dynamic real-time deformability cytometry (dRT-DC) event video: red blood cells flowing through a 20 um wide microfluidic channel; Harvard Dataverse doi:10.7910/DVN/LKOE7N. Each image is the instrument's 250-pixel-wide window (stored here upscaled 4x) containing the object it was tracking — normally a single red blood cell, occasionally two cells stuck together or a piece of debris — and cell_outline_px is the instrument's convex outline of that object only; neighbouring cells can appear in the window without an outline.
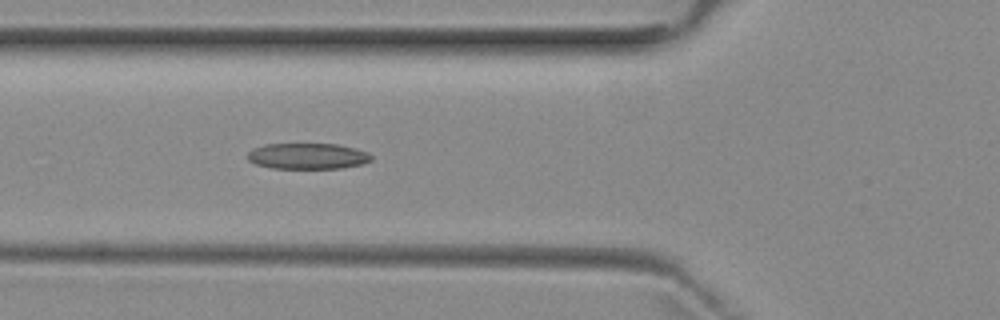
{"species": "common noctule bat (a hibernating species)", "species_latin": "Nyctalus noctula", "temperature_condition": "room temperature", "stored_images_in_passage": 4, "camera_frame_rate_fps": 3000, "um_per_image_px": 0.085, "animal": {"sex": "female", "body_mass_g": 29.2, "forearm_length_mm": 56.3}, "frame": {"image": 1, "passage_image": 4, "time_ms": 3.667, "image_size_px": [1000, 320], "cell_outline_px": [[372, 160], [364, 164], [340, 168], [272, 168], [256, 164], [248, 160], [248, 152], [252, 148], [264, 144], [336, 144], [356, 148], [368, 152], [372, 156]], "centroid_in_image_um": [26.16, 13.26], "position_along_channel_um": 99.6, "area_um2": 18.79}}